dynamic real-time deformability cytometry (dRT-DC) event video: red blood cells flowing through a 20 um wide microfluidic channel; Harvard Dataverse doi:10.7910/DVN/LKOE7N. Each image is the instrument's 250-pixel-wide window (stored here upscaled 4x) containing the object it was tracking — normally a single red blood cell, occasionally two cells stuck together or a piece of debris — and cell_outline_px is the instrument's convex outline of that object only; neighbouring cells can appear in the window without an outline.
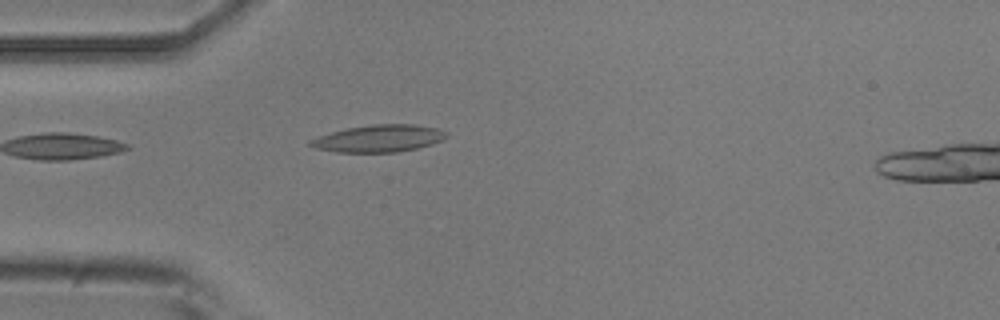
{"species": "common noctule bat (a hibernating species)", "species_latin": "Nyctalus noctula", "temperature_condition": "room temperature", "stored_images_in_passage": 37, "camera_frame_rate_fps": 3000, "um_per_image_px": 0.085, "animal": {"sex": "male", "body_mass_g": 20.5, "forearm_length_mm": 52.5}, "frame": {"image": 1, "passage_image": 1, "time_ms": 0.0, "image_size_px": [1000, 320], "cell_outline_px": [[448, 136], [432, 144], [416, 148], [396, 152], [336, 152], [316, 148], [308, 144], [308, 140], [316, 136], [348, 128], [372, 124], [416, 124], [440, 128], [448, 132]], "centroid_in_image_um": [32.21, 11.76], "position_along_channel_um": 52.8, "area_um2": 21.62}}
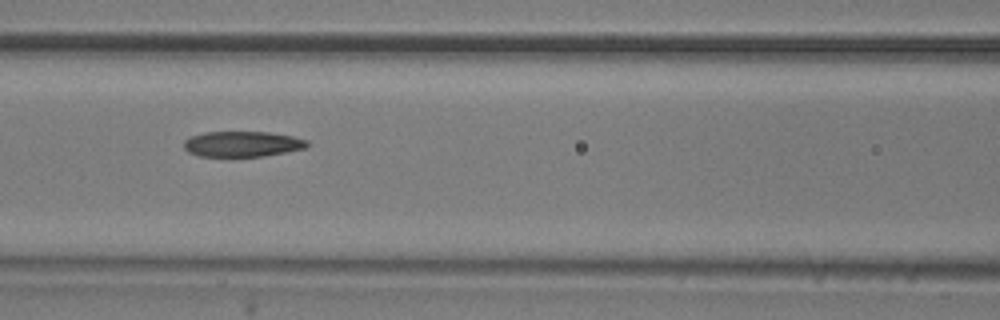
{"frame": {"image": 2, "passage_image": 9, "time_ms": 2.667, "image_size_px": [1000, 320], "cell_outline_px": [[308, 144], [304, 148], [264, 156], [200, 156], [188, 152], [184, 148], [184, 140], [192, 136], [204, 132], [268, 132], [292, 136], [308, 140]], "centroid_in_image_um": [20.58, 12.23], "position_along_channel_um": 146.0, "area_um2": 18.15}}
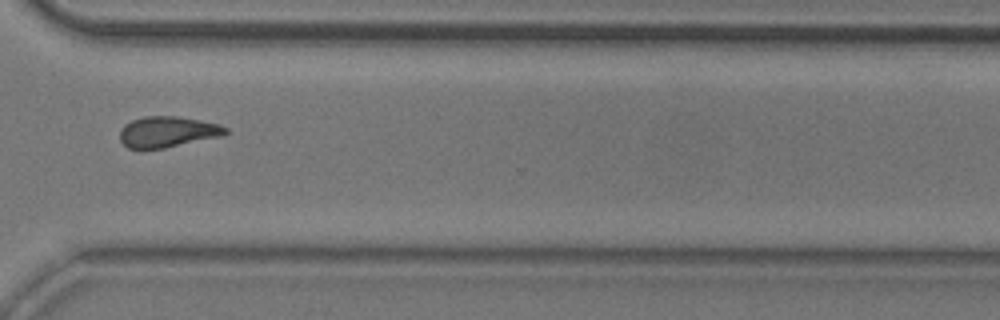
{"frame": {"image": 3, "passage_image": 26, "time_ms": 8.333, "image_size_px": [1000, 320], "cell_outline_px": [[228, 132], [224, 136], [164, 148], [128, 148], [120, 140], [120, 128], [124, 124], [132, 120], [144, 116], [180, 116], [200, 120], [216, 124], [228, 128]], "centroid_in_image_um": [14.25, 11.2], "position_along_channel_um": 356.4, "area_um2": 19.07}, "authors_computed_cell_mechanics": {"area_um2": 19.2474, "velocity_mm_per_s": 3.7118, "shape_relaxation_time_tau1_ms": 7.6025, "shape_relaxation_time_tau2_ms": 4.739, "deformation_change_tau1": 0.1939, "deformation_change_tau2": 0.1342}}